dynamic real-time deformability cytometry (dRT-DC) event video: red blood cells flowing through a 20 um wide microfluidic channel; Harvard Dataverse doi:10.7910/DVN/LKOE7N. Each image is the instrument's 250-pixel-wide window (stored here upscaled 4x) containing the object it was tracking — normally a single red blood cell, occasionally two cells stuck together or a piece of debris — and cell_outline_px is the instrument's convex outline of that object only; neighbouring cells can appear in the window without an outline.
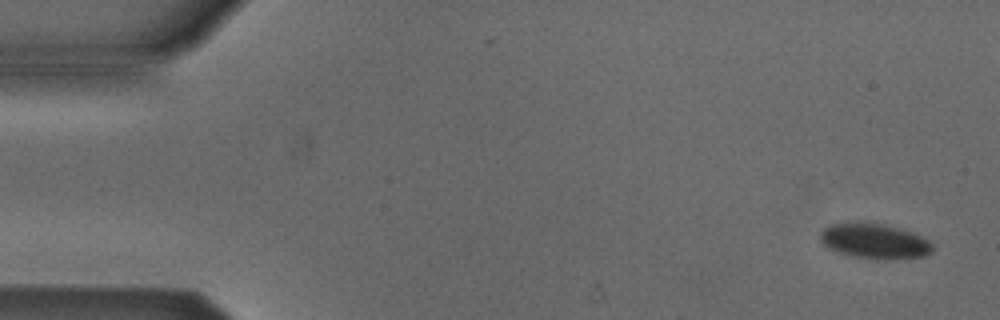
{"species": "Egyptian fruit bat (a non-hibernating species)", "species_latin": "Rousettus aegyptiacus", "temperature_condition": "cold", "stored_images_in_passage": 7, "camera_frame_rate_fps": 3000, "um_per_image_px": 0.085, "animal": {"sex": "male"}, "frame": {"image": 1, "passage_image": 1, "time_ms": 0.0, "image_size_px": [1000, 320], "cell_outline_px": [[932, 252], [924, 256], [852, 256], [840, 252], [824, 244], [820, 240], [820, 232], [824, 228], [832, 224], [856, 220], [884, 224], [900, 228], [912, 232], [928, 240], [932, 244]], "centroid_in_image_um": [74.28, 20.4], "position_along_channel_um": 10.7, "area_um2": 22.08}}
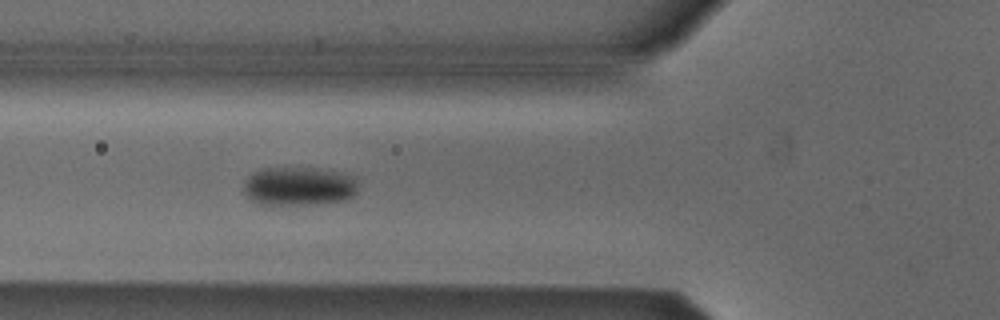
{"frame": {"image": 2, "passage_image": 6, "time_ms": 5.667, "image_size_px": [1000, 320], "cell_outline_px": [[356, 192], [352, 196], [344, 200], [316, 204], [260, 204], [252, 200], [244, 192], [244, 180], [248, 176], [264, 168], [312, 168], [340, 172], [356, 180]], "centroid_in_image_um": [25.37, 15.83], "position_along_channel_um": 100.4, "area_um2": 25.43}}
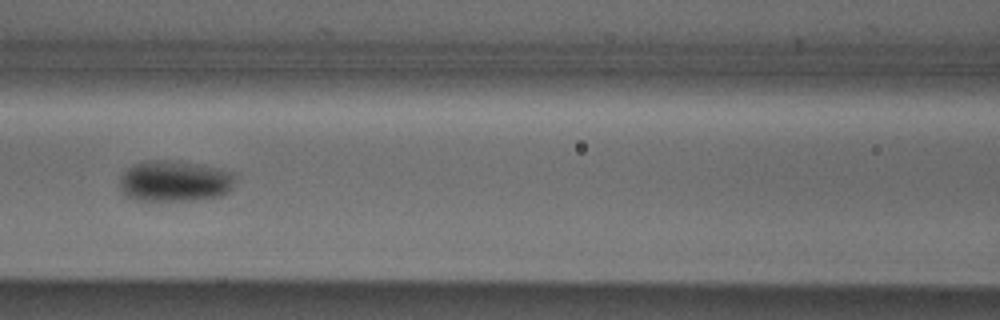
{"frame": {"image": 3, "passage_image": 7, "time_ms": 7.0, "image_size_px": [1000, 320], "cell_outline_px": [[236, 180], [232, 188], [228, 192], [220, 196], [196, 200], [136, 200], [124, 196], [120, 188], [120, 176], [132, 164], [144, 160], [176, 160], [236, 172]], "centroid_in_image_um": [14.85, 15.39], "position_along_channel_um": 151.8, "area_um2": 28.03}}